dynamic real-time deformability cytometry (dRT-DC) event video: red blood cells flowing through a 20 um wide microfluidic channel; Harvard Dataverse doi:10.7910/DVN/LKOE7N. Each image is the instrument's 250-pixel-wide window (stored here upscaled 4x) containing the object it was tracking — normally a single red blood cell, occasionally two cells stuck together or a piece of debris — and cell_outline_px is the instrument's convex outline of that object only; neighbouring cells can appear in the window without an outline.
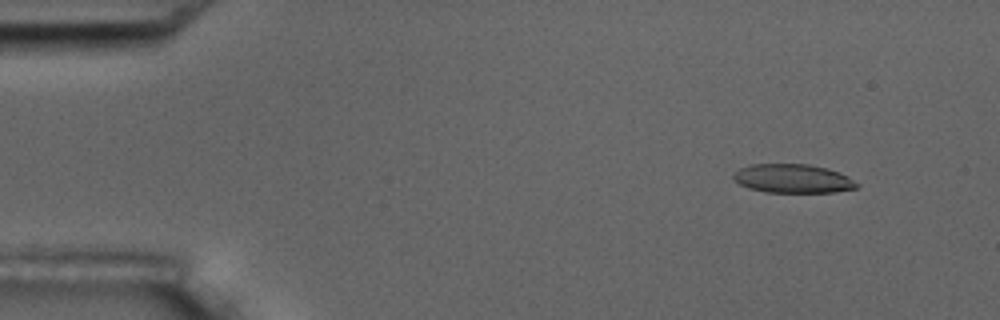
{"species": "common noctule bat (a hibernating species)", "species_latin": "Nyctalus noctula", "temperature_condition": "room temperature", "stored_images_in_passage": 5, "camera_frame_rate_fps": 3000, "um_per_image_px": 0.085, "animal": {"sex": "male", "body_mass_g": 17.5, "forearm_length_mm": 52.3}, "frame": {"image": 1, "passage_image": 2, "time_ms": 1.333, "image_size_px": [1000, 320], "cell_outline_px": [[860, 184], [856, 188], [836, 192], [768, 192], [748, 188], [740, 184], [732, 176], [740, 168], [752, 164], [808, 164], [840, 172], [848, 176]], "centroid_in_image_um": [67.42, 15.18], "position_along_channel_um": 17.6, "area_um2": 20.58}}